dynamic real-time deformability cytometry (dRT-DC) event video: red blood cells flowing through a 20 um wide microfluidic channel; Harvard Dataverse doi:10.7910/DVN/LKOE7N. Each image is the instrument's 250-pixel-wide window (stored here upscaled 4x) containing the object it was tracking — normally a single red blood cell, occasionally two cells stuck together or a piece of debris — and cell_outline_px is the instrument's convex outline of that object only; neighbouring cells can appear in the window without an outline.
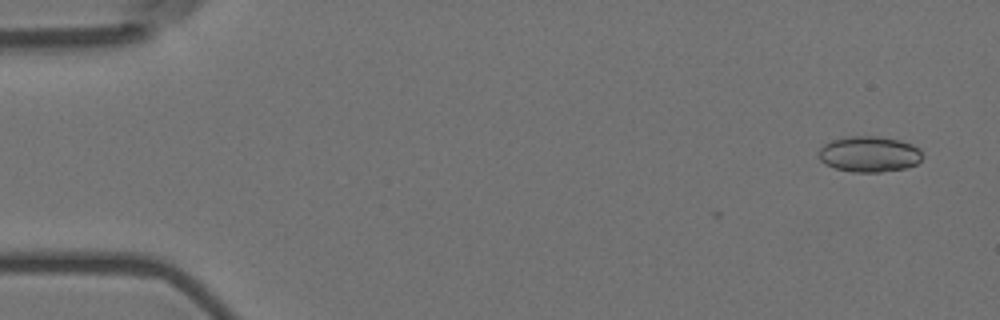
{"species": "Egyptian fruit bat (a non-hibernating species)", "species_latin": "Rousettus aegyptiacus", "temperature_condition": "room temperature", "stored_images_in_passage": 4, "camera_frame_rate_fps": 3000, "um_per_image_px": 0.085, "animal": {"sex": "female"}, "frame": {"image": 1, "passage_image": 4, "time_ms": 1.0, "image_size_px": [1000, 320], "cell_outline_px": [[920, 160], [916, 164], [904, 168], [880, 172], [852, 172], [836, 168], [824, 164], [820, 160], [820, 148], [824, 144], [832, 140], [844, 136], [880, 136], [900, 140], [912, 144], [920, 148]], "centroid_in_image_um": [73.87, 13.09], "position_along_channel_um": 11.1, "area_um2": 21.62}}